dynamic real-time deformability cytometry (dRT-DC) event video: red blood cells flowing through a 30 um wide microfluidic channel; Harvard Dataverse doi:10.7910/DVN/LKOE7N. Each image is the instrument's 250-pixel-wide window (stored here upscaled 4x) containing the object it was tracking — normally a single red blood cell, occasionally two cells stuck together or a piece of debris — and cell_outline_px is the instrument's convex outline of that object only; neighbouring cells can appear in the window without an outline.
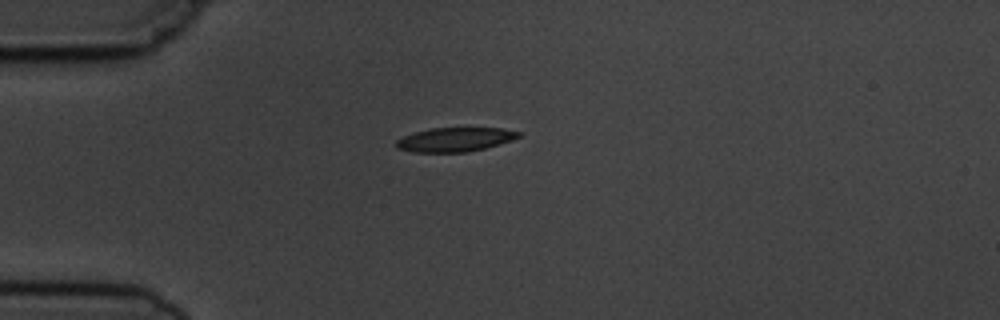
{"species": "common noctule bat (a hibernating species)", "species_latin": "Nyctalus noctula", "temperature_condition": "cold", "stored_images_in_passage": 4, "camera_frame_rate_fps": 3000, "um_per_image_px": 0.085, "animal": {"sex": "male", "body_mass_g": 19.5, "forearm_length_mm": 54.6}, "frame": {"image": 1, "passage_image": 1, "time_ms": 0.0, "image_size_px": [1000, 320], "cell_outline_px": [[524, 132], [520, 136], [512, 140], [484, 148], [468, 152], [416, 152], [396, 148], [396, 140], [404, 136], [416, 132], [432, 128], [500, 128]], "centroid_in_image_um": [38.7, 11.86], "position_along_channel_um": 46.3, "area_um2": 17.05}}
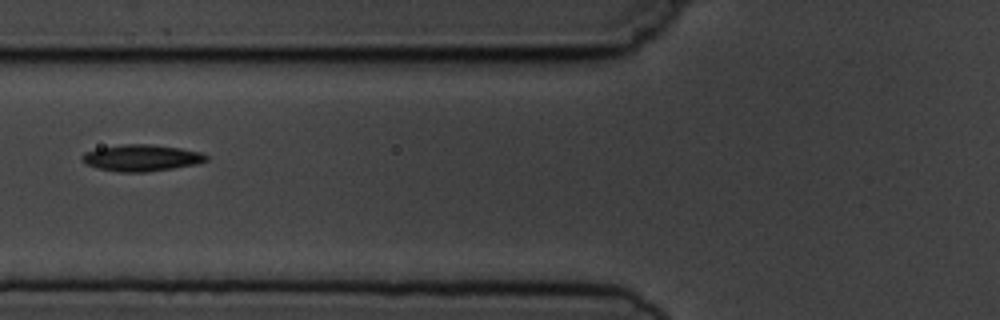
{"frame": {"image": 2, "passage_image": 3, "time_ms": 2.333, "image_size_px": [1000, 320], "cell_outline_px": [[208, 160], [196, 164], [172, 168], [144, 172], [120, 172], [96, 168], [84, 164], [80, 156], [84, 152], [96, 148], [124, 144], [152, 144], [180, 148], [200, 152], [208, 156]], "centroid_in_image_um": [11.97, 13.41], "position_along_channel_um": 113.8, "area_um2": 19.31}}
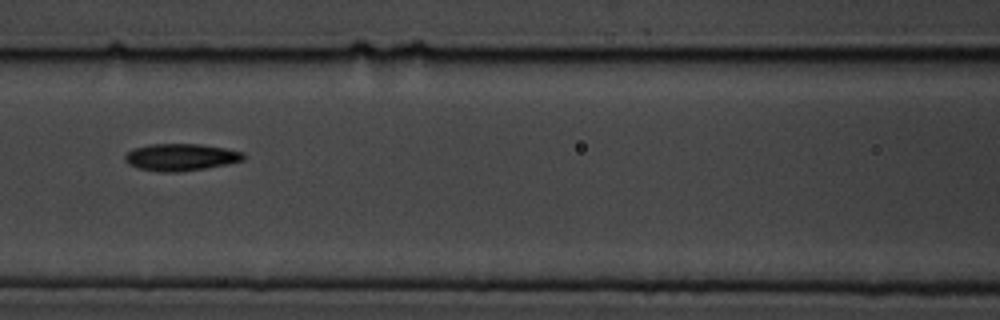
{"frame": {"image": 3, "passage_image": 4, "time_ms": 3.333, "image_size_px": [1000, 320], "cell_outline_px": [[244, 160], [228, 164], [180, 172], [160, 172], [140, 168], [128, 164], [124, 160], [124, 156], [128, 152], [136, 148], [148, 144], [200, 144], [224, 148], [244, 152]], "centroid_in_image_um": [15.37, 13.36], "position_along_channel_um": 151.2, "area_um2": 18.61}}